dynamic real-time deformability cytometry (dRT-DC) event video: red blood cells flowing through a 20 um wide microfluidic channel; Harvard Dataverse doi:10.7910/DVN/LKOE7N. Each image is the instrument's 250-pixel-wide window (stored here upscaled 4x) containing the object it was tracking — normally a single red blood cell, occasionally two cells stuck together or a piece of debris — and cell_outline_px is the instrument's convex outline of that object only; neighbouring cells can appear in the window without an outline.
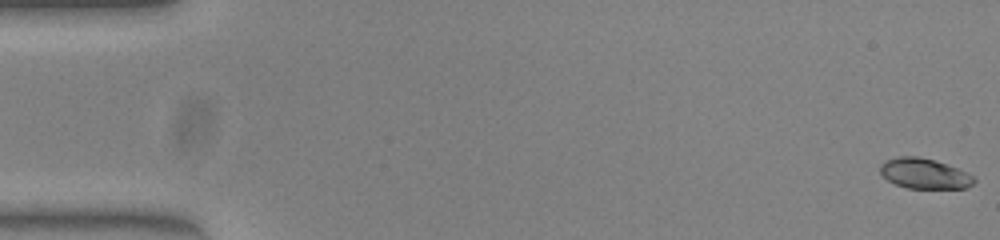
{"species": "common noctule bat (a hibernating species)", "species_latin": "Nyctalus noctula", "temperature_condition": "warm", "stored_images_in_passage": 16, "camera_frame_rate_fps": 3000, "um_per_image_px": 0.085, "animal": {"sex": "female", "body_mass_g": 23.0, "forearm_length_mm": 53.4}, "frame": {"image": 1, "passage_image": 1, "time_ms": 0.0, "image_size_px": [1000, 240], "cell_outline_px": [[976, 180], [968, 188], [908, 188], [896, 184], [888, 180], [880, 172], [880, 164], [884, 160], [900, 156], [916, 156], [932, 160], [956, 168], [976, 176]], "centroid_in_image_um": [78.57, 14.76], "position_along_channel_um": 6.4, "area_um2": 16.42}}
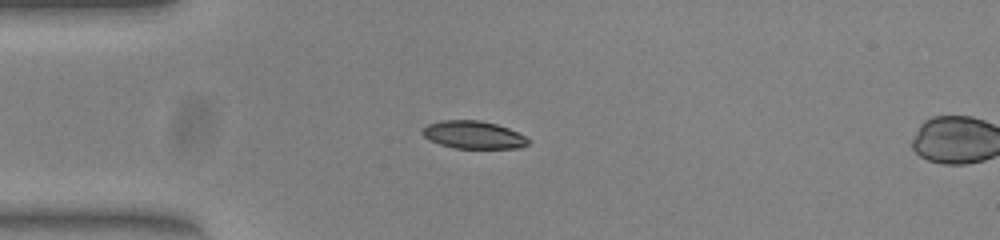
{"frame": {"image": 2, "passage_image": 14, "time_ms": 4.333, "image_size_px": [1000, 240], "cell_outline_px": [[532, 140], [528, 144], [520, 148], [456, 148], [440, 144], [428, 140], [420, 132], [428, 124], [440, 120], [480, 120], [496, 124], [508, 128]], "centroid_in_image_um": [40.23, 11.46], "position_along_channel_um": 44.8, "area_um2": 17.11}}